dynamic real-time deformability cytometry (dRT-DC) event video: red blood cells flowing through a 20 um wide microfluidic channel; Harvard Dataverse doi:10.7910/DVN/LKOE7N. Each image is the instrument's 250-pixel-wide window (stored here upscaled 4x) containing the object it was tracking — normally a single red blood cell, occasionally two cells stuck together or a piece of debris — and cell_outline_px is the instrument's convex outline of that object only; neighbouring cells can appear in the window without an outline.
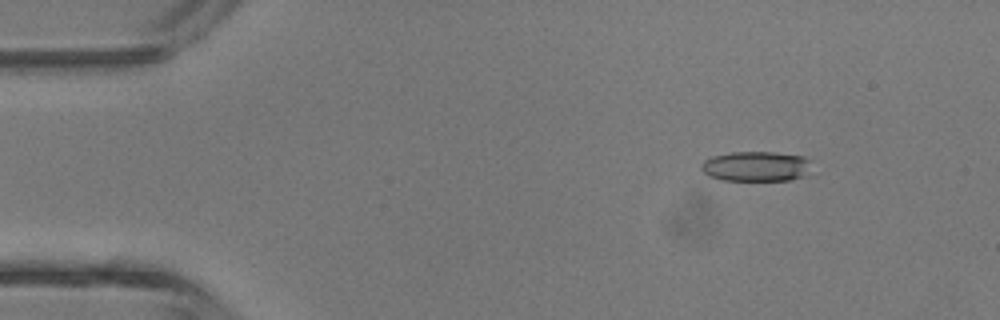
{"species": "common noctule bat (a hibernating species)", "species_latin": "Nyctalus noctula", "temperature_condition": "room temperature", "stored_images_in_passage": 44, "camera_frame_rate_fps": 3000, "um_per_image_px": 0.085, "animal": {"sex": "male", "body_mass_g": 13.3}, "frame": {"image": 1, "passage_image": 6, "time_ms": 1.667, "image_size_px": [1000, 320], "cell_outline_px": [[808, 160], [800, 176], [788, 180], [720, 180], [708, 176], [700, 168], [700, 164], [704, 160], [712, 156], [732, 152], [772, 152], [804, 156]], "centroid_in_image_um": [64.1, 14.13], "position_along_channel_um": 20.9, "area_um2": 18.79}}
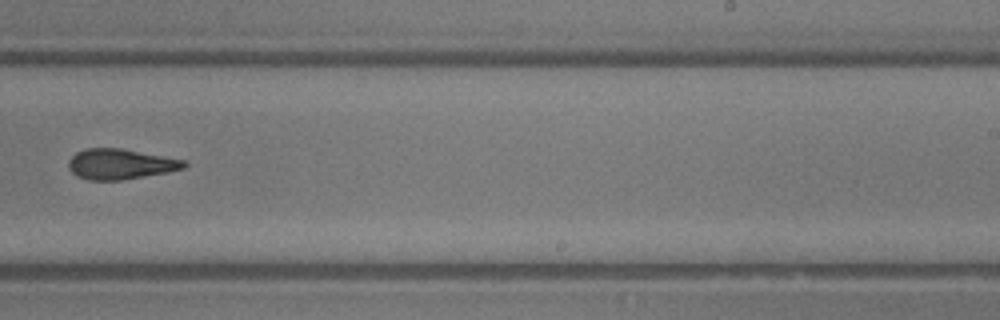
{"frame": {"image": 2, "passage_image": 28, "time_ms": 9.0, "image_size_px": [1000, 320], "cell_outline_px": [[188, 164], [184, 168], [168, 172], [120, 180], [88, 180], [76, 176], [68, 168], [68, 160], [76, 152], [84, 148], [120, 148], [184, 160]], "centroid_in_image_um": [10.19, 13.95], "position_along_channel_um": 278.8, "area_um2": 20.4}}
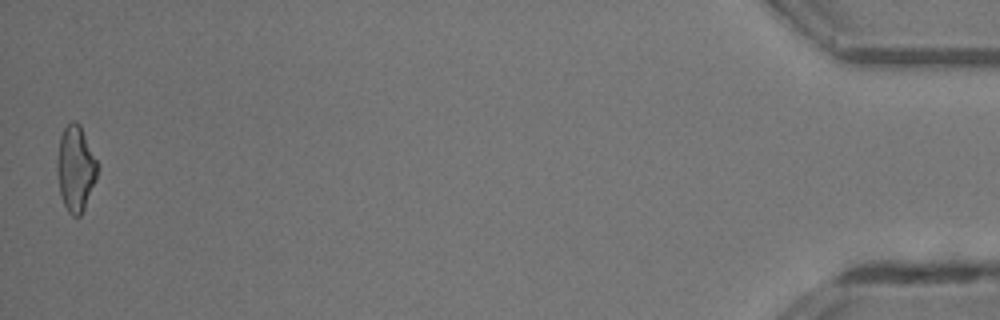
{"frame": {"image": 3, "passage_image": 44, "time_ms": 14.333, "image_size_px": [1000, 320], "cell_outline_px": [[96, 180], [84, 208], [80, 216], [72, 216], [68, 212], [60, 196], [56, 168], [56, 164], [60, 136], [64, 128], [72, 120], [76, 120], [80, 124], [96, 160]], "centroid_in_image_um": [6.39, 14.32], "position_along_channel_um": 428.8, "area_um2": 19.94}, "authors_computed_cell_mechanics": {"area_um2": 20.3167, "velocity_mm_per_s": 4.6843, "shape_relaxation_time_tau1_ms": 6.4125, "shape_relaxation_time_tau2_ms": 3.1352, "deformation_change_tau1": 0.191, "deformation_change_tau2": 0.1506}}